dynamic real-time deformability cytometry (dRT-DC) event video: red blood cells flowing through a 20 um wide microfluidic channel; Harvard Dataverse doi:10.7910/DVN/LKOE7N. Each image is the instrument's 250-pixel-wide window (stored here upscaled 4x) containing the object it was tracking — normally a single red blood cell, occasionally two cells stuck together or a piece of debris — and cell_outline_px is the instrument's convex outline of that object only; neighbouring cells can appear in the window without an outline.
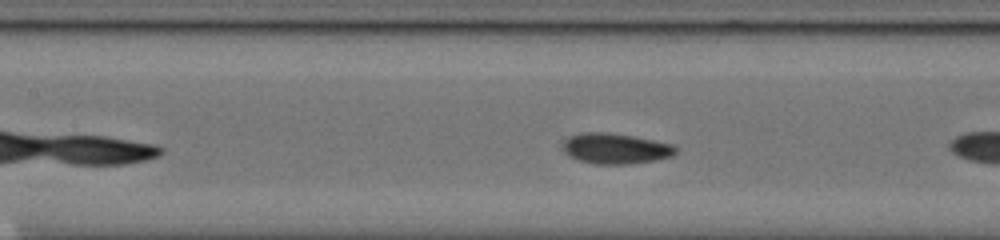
{"species": "common noctule bat (a hibernating species)", "species_latin": "Nyctalus noctula", "temperature_condition": "cold", "stored_images_in_passage": 11, "camera_frame_rate_fps": 3000, "um_per_image_px": 0.085, "animal": {"sex": "male", "body_mass_g": 20.0, "forearm_length_mm": 53.3}, "frame": {"image": 1, "passage_image": 10, "time_ms": 3.0, "image_size_px": [1000, 240], "cell_outline_px": [[676, 152], [672, 156], [656, 160], [628, 164], [596, 164], [580, 160], [568, 156], [560, 148], [560, 144], [568, 136], [580, 132], [608, 132], [632, 136], [672, 144], [676, 148]], "centroid_in_image_um": [52.24, 12.62], "position_along_channel_um": 155.2, "area_um2": 20.29}}